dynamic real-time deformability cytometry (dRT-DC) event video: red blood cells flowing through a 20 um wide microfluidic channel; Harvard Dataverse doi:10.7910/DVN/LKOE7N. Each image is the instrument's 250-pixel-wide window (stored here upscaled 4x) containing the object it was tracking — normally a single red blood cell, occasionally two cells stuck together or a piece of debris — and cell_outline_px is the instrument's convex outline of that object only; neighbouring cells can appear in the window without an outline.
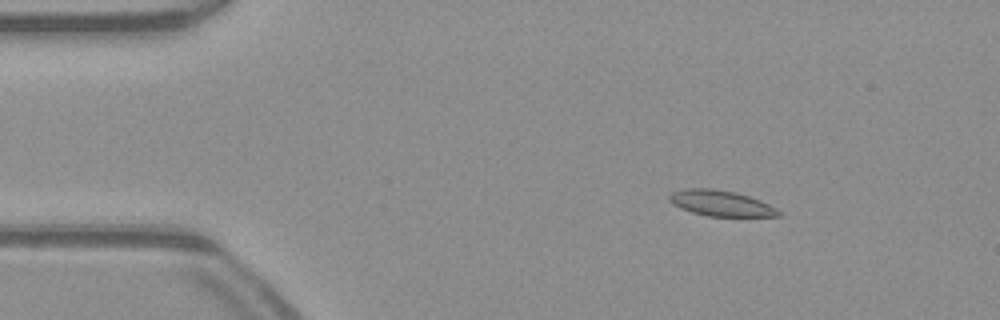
{"species": "common noctule bat (a hibernating species)", "species_latin": "Nyctalus noctula", "temperature_condition": "warm", "stored_images_in_passage": 51, "camera_frame_rate_fps": 3000, "um_per_image_px": 0.085, "animal": {"sex": "male", "body_mass_g": 23.1, "forearm_length_mm": 52.7}, "frame": {"image": 1, "passage_image": 8, "time_ms": 2.333, "image_size_px": [1000, 320], "cell_outline_px": [[780, 216], [708, 216], [692, 212], [680, 208], [672, 204], [668, 200], [668, 196], [672, 192], [684, 188], [712, 188], [736, 192], [760, 200], [776, 208], [780, 212]], "centroid_in_image_um": [61.22, 17.26], "position_along_channel_um": 23.8, "area_um2": 16.36}}
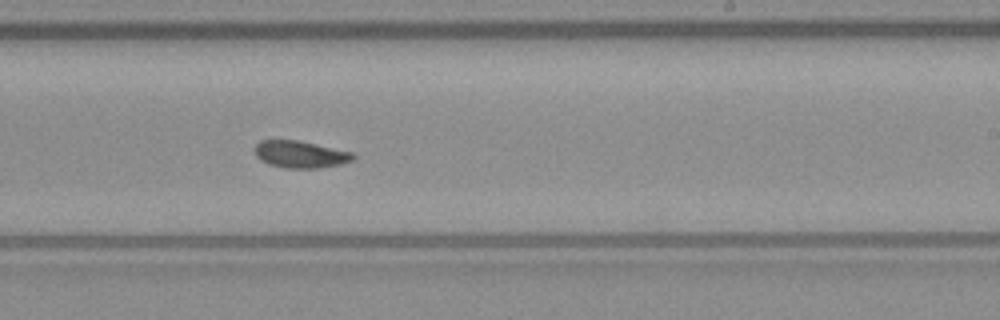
{"frame": {"image": 2, "passage_image": 31, "time_ms": 10.0, "image_size_px": [1000, 320], "cell_outline_px": [[356, 156], [352, 160], [340, 164], [320, 168], [284, 168], [268, 164], [260, 160], [256, 156], [252, 148], [260, 140], [300, 140], [352, 152]], "centroid_in_image_um": [25.49, 13.11], "position_along_channel_um": 263.5, "area_um2": 15.72}}
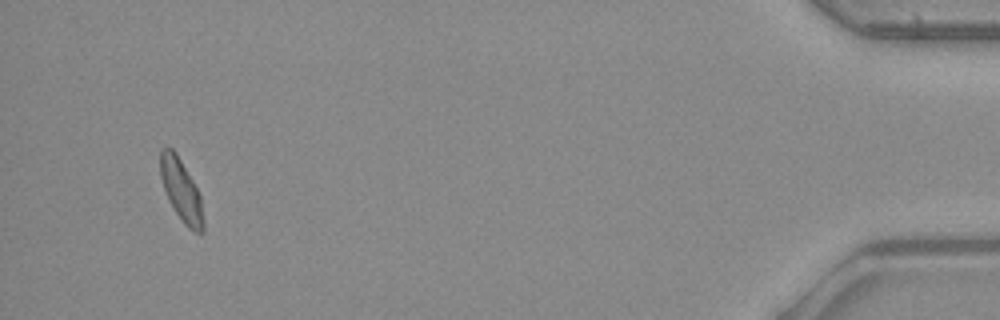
{"frame": {"image": 3, "passage_image": 49, "time_ms": 16.0, "image_size_px": [1000, 320], "cell_outline_px": [[204, 232], [192, 232], [184, 224], [168, 200], [160, 176], [160, 148], [172, 148], [176, 152], [192, 180], [200, 196], [204, 220]], "centroid_in_image_um": [15.4, 16.19], "position_along_channel_um": 419.8, "area_um2": 15.43}, "authors_computed_cell_mechanics": {"area_um2": 15.9528, "velocity_mm_per_s": 4.046, "shape_relaxation_time_tau1_ms": 5.4442, "shape_relaxation_time_tau2_ms": 7.3412, "deformation_change_tau1": 0.1043, "deformation_change_tau2": 0.109}}